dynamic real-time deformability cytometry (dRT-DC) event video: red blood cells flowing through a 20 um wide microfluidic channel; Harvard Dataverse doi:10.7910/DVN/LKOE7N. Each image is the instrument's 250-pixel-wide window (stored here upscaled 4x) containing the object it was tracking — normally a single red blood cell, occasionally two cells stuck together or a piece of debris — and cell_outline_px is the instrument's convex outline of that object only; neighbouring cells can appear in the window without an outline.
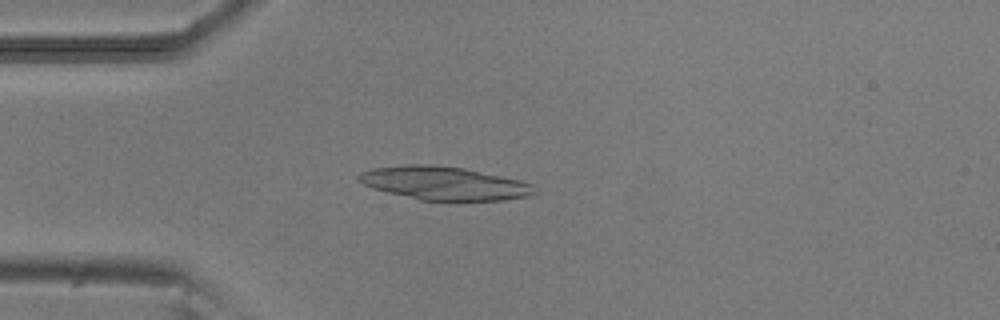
{"species": "common noctule bat (a hibernating species)", "species_latin": "Nyctalus noctula", "temperature_condition": "room temperature", "stored_images_in_passage": 51, "camera_frame_rate_fps": 3000, "um_per_image_px": 0.085, "animal": {"sex": "male", "body_mass_g": 20.5, "forearm_length_mm": 52.5}, "frame": {"image": 1, "passage_image": 12, "time_ms": 3.667, "image_size_px": [1000, 320], "cell_outline_px": [[540, 192], [528, 196], [504, 200], [420, 200], [372, 188], [364, 184], [356, 176], [360, 172], [372, 168], [408, 164], [432, 164], [464, 168], [520, 180], [532, 184]], "centroid_in_image_um": [37.77, 15.57], "position_along_channel_um": 47.2, "area_um2": 34.16}}